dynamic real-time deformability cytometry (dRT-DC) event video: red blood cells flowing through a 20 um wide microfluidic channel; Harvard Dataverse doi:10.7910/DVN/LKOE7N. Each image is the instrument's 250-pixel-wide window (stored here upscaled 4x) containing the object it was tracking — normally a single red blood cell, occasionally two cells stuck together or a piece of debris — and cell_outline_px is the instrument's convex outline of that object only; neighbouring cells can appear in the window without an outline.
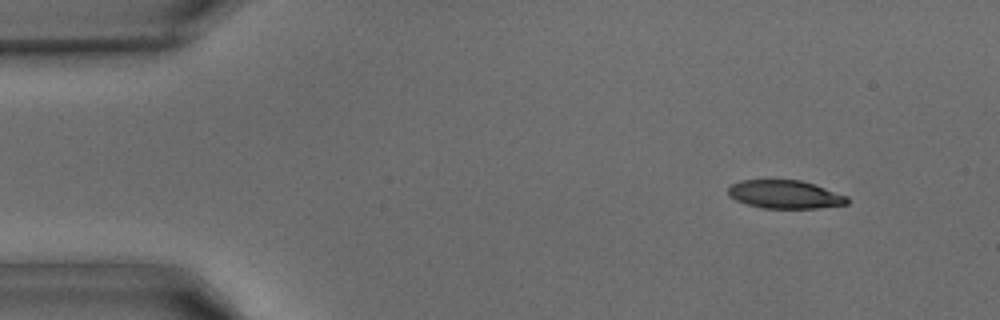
{"species": "common noctule bat (a hibernating species)", "species_latin": "Nyctalus noctula", "temperature_condition": "warm", "stored_images_in_passage": 38, "camera_frame_rate_fps": 3000, "um_per_image_px": 0.085, "animal": {"sex": "male", "body_mass_g": 15.6}, "frame": {"image": 1, "passage_image": 1, "time_ms": 0.0, "image_size_px": [1000, 320], "cell_outline_px": [[848, 204], [816, 208], [764, 208], [748, 204], [736, 200], [728, 196], [728, 188], [732, 184], [740, 180], [800, 180], [848, 196]], "centroid_in_image_um": [66.7, 16.52], "position_along_channel_um": 18.3, "area_um2": 19.42}}
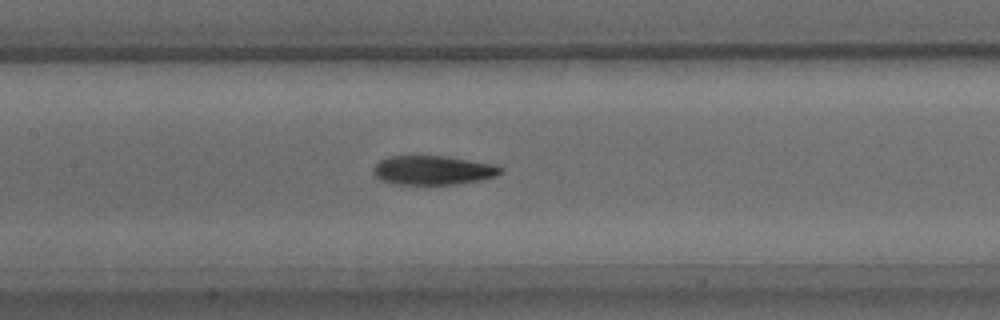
{"frame": {"image": 2, "passage_image": 16, "time_ms": 5.0, "image_size_px": [1000, 320], "cell_outline_px": [[504, 172], [496, 176], [480, 180], [456, 184], [396, 184], [380, 180], [376, 176], [376, 164], [380, 160], [388, 156], [444, 156], [492, 164], [504, 168]], "centroid_in_image_um": [36.84, 14.47], "position_along_channel_um": 170.6, "area_um2": 21.33}}
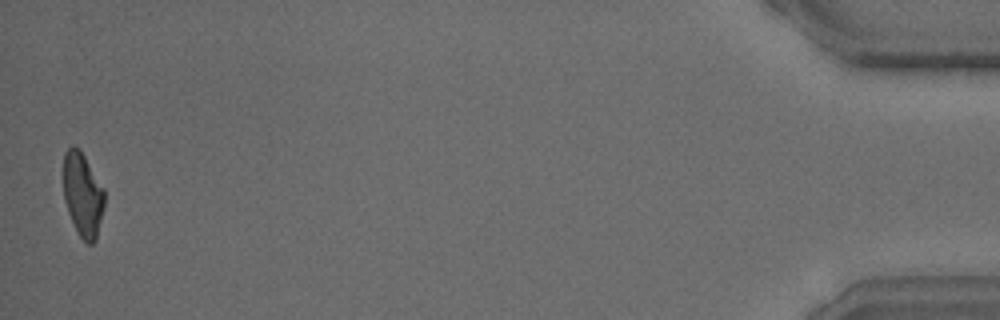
{"frame": {"image": 3, "passage_image": 38, "time_ms": 12.333, "image_size_px": [1000, 320], "cell_outline_px": [[104, 208], [96, 240], [92, 244], [88, 244], [80, 236], [68, 212], [64, 200], [64, 152], [72, 144], [80, 148], [104, 188]], "centroid_in_image_um": [7.04, 16.51], "position_along_channel_um": 428.2, "area_um2": 20.11}}